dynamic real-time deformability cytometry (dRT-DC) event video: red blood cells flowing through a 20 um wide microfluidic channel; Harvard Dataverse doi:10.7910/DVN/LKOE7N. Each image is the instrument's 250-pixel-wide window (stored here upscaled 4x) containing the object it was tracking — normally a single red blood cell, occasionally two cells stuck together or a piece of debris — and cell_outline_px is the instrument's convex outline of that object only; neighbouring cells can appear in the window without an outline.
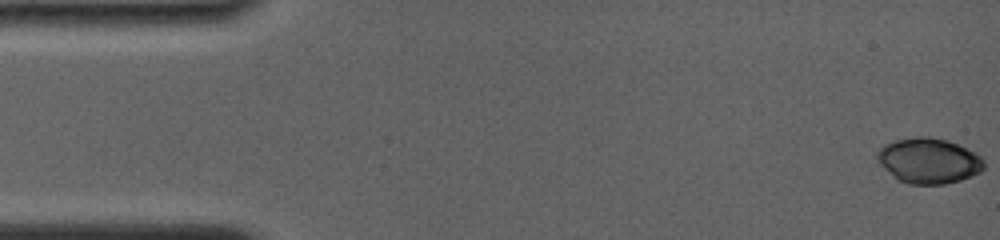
{"species": "common noctule bat (a hibernating species)", "species_latin": "Nyctalus noctula", "temperature_condition": "room temperature", "stored_images_in_passage": 33, "camera_frame_rate_fps": 4000, "um_per_image_px": 0.085, "animal": {"sex": "female", "body_mass_g": 19.0, "forearm_length_mm": 56.7}, "frame": {"image": 1, "passage_image": 1, "time_ms": 0.0, "image_size_px": [1000, 240], "cell_outline_px": [[984, 168], [980, 172], [972, 176], [960, 180], [944, 184], [908, 184], [892, 176], [880, 164], [876, 156], [876, 152], [884, 144], [896, 140], [916, 136], [928, 136], [948, 140], [980, 156], [984, 160]], "centroid_in_image_um": [78.92, 13.66], "position_along_channel_um": 6.1, "area_um2": 28.15}}
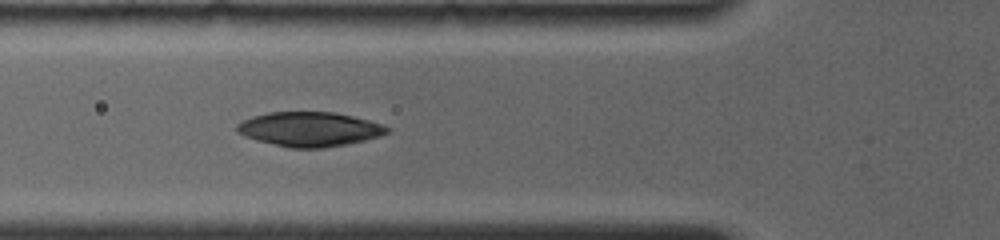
{"frame": {"image": 2, "passage_image": 22, "time_ms": 5.75, "image_size_px": [1000, 240], "cell_outline_px": [[392, 128], [388, 132], [380, 136], [348, 144], [324, 148], [288, 148], [256, 140], [244, 136], [236, 132], [236, 124], [252, 116], [268, 112], [336, 112], [368, 120]], "centroid_in_image_um": [26.29, 10.98], "position_along_channel_um": 99.5, "area_um2": 30.29}}
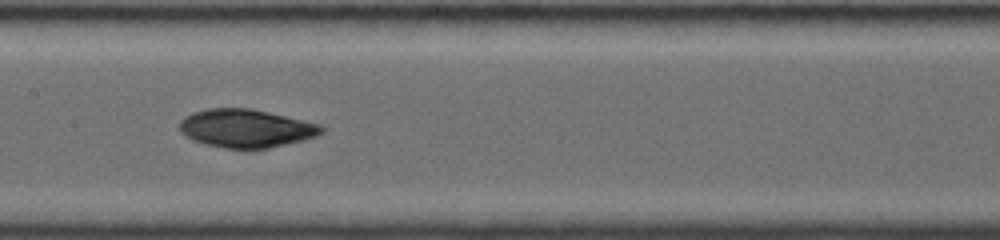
{"frame": {"image": 3, "passage_image": 32, "time_ms": 8.0, "image_size_px": [1000, 240], "cell_outline_px": [[324, 132], [316, 136], [304, 140], [268, 148], [224, 148], [204, 144], [192, 140], [184, 136], [180, 132], [180, 120], [184, 116], [192, 112], [208, 108], [252, 108], [320, 124], [324, 128]], "centroid_in_image_um": [20.88, 10.9], "position_along_channel_um": 186.5, "area_um2": 31.79}}